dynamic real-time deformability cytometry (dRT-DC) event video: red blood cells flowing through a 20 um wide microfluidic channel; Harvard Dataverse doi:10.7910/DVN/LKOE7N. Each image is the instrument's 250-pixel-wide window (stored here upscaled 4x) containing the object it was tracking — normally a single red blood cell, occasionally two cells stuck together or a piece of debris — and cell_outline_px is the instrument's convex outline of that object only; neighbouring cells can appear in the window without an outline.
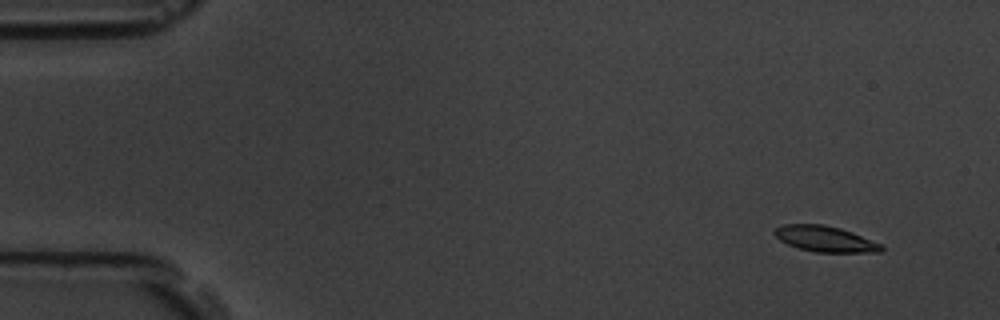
{"species": "common noctule bat (a hibernating species)", "species_latin": "Nyctalus noctula", "temperature_condition": "room temperature", "stored_images_in_passage": 5, "camera_frame_rate_fps": 3000, "um_per_image_px": 0.085, "animal": {"sex": "male", "body_mass_g": 19.5, "forearm_length_mm": 54.6}, "frame": {"image": 1, "passage_image": 1, "time_ms": 0.0, "image_size_px": [1000, 320], "cell_outline_px": [[884, 248], [880, 252], [816, 252], [800, 248], [788, 244], [780, 240], [772, 232], [776, 228], [784, 224], [824, 224], [840, 228], [852, 232], [880, 244]], "centroid_in_image_um": [70.11, 20.3], "position_along_channel_um": 14.9, "area_um2": 15.84}}
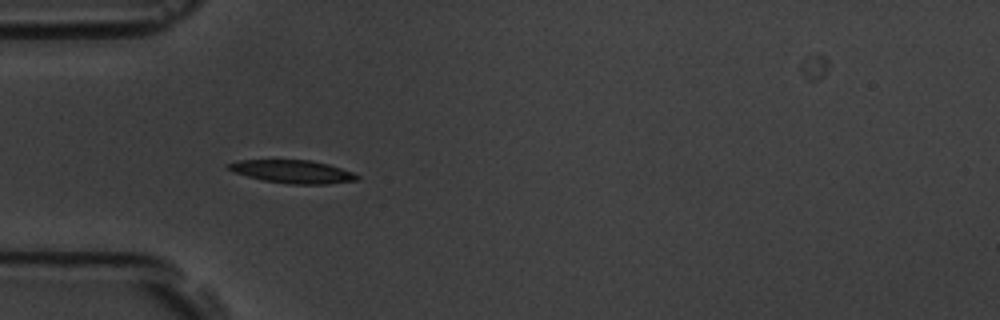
{"frame": {"image": 2, "passage_image": 5, "time_ms": 4.333, "image_size_px": [1000, 320], "cell_outline_px": [[360, 180], [328, 184], [288, 184], [264, 180], [232, 172], [224, 164], [240, 160], [312, 160], [328, 164], [352, 172], [360, 176]], "centroid_in_image_um": [24.88, 14.59], "position_along_channel_um": 60.1, "area_um2": 17.34}}